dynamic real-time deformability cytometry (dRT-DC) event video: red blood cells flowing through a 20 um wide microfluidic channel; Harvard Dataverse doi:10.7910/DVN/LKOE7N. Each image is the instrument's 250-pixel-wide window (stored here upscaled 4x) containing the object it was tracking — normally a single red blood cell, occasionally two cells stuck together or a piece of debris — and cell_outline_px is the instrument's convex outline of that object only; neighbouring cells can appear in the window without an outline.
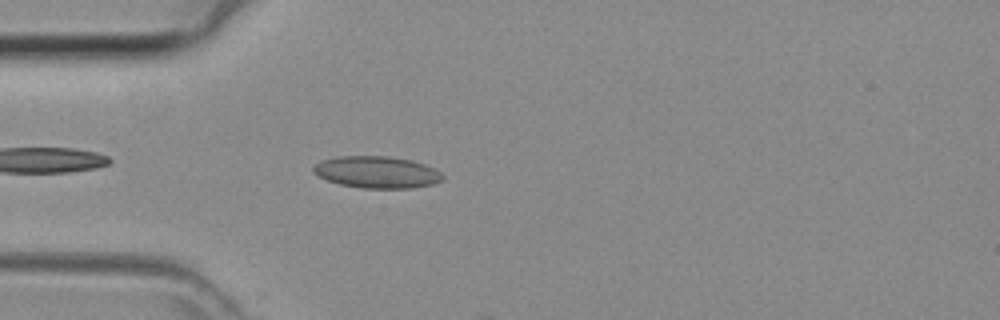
{"species": "common noctule bat (a hibernating species)", "species_latin": "Nyctalus noctula", "temperature_condition": "room temperature", "stored_images_in_passage": 4, "camera_frame_rate_fps": 3000, "um_per_image_px": 0.085, "animal": {"sex": "female", "body_mass_g": 29.2, "forearm_length_mm": 56.3}, "frame": {"image": 1, "passage_image": 2, "time_ms": 0.333, "image_size_px": [1000, 320], "cell_outline_px": [[444, 176], [440, 180], [432, 184], [412, 188], [360, 188], [340, 184], [328, 180], [312, 172], [312, 168], [320, 160], [336, 156], [388, 156], [412, 160], [424, 164], [440, 172]], "centroid_in_image_um": [32.0, 14.62], "position_along_channel_um": 53.0, "area_um2": 23.93}}